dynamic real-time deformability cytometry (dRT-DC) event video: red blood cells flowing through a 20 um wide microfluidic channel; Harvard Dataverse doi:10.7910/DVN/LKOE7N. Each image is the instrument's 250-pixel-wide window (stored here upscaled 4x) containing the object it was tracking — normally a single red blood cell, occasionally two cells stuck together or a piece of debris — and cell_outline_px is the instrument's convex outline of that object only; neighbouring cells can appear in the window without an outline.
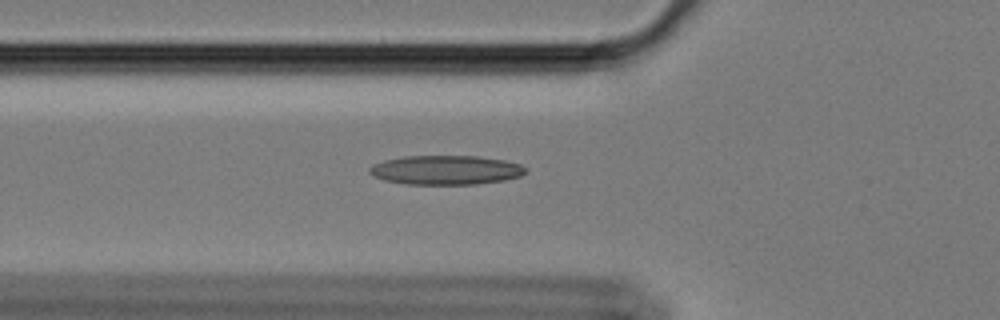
{"species": "Egyptian fruit bat (a non-hibernating species)", "species_latin": "Rousettus aegyptiacus", "temperature_condition": "cold", "stored_images_in_passage": 59, "camera_frame_rate_fps": 3000, "um_per_image_px": 0.085, "animal": {"sex": "female"}, "frame": {"image": 1, "passage_image": 21, "time_ms": 6.667, "image_size_px": [1000, 320], "cell_outline_px": [[528, 172], [520, 176], [504, 180], [476, 184], [404, 184], [384, 180], [368, 172], [368, 168], [384, 160], [404, 156], [480, 156], [504, 160], [520, 164]], "centroid_in_image_um": [37.91, 14.45], "position_along_channel_um": 87.9, "area_um2": 26.53}}
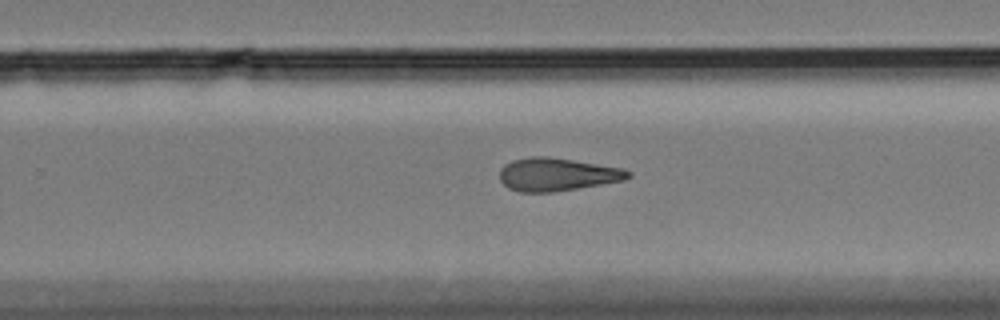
{"frame": {"image": 2, "passage_image": 38, "time_ms": 12.333, "image_size_px": [1000, 320], "cell_outline_px": [[632, 176], [624, 180], [552, 192], [520, 192], [508, 188], [500, 180], [500, 168], [504, 164], [512, 160], [532, 156], [548, 156], [624, 168], [632, 172]], "centroid_in_image_um": [47.34, 14.81], "position_along_channel_um": 282.5, "area_um2": 24.74}}
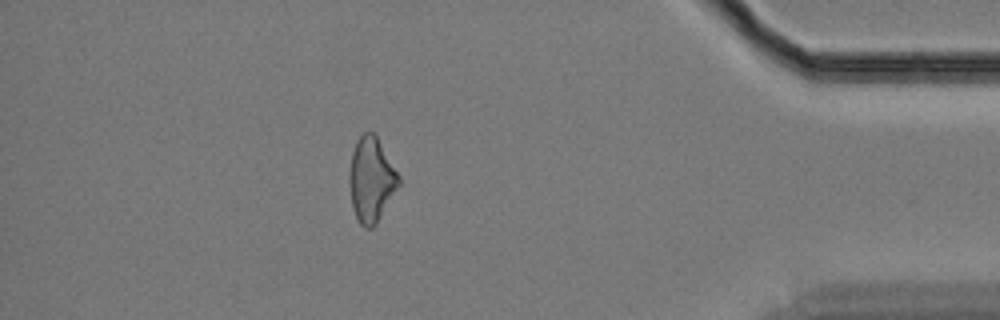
{"frame": {"image": 3, "passage_image": 52, "time_ms": 17.0, "image_size_px": [1000, 320], "cell_outline_px": [[400, 184], [376, 224], [372, 228], [364, 228], [360, 224], [356, 216], [352, 204], [348, 180], [352, 152], [356, 140], [364, 132], [372, 132], [376, 136], [400, 176]], "centroid_in_image_um": [31.55, 15.28], "position_along_channel_um": 403.7, "area_um2": 24.16}, "authors_computed_cell_mechanics": {"area_um2": 24.4494, "velocity_mm_per_s": 3.4222, "shape_relaxation_time_tau1_ms": null, "shape_relaxation_time_tau2_ms": 9.178, "deformation_change_tau1": null, "deformation_change_tau2": 0.2358}}